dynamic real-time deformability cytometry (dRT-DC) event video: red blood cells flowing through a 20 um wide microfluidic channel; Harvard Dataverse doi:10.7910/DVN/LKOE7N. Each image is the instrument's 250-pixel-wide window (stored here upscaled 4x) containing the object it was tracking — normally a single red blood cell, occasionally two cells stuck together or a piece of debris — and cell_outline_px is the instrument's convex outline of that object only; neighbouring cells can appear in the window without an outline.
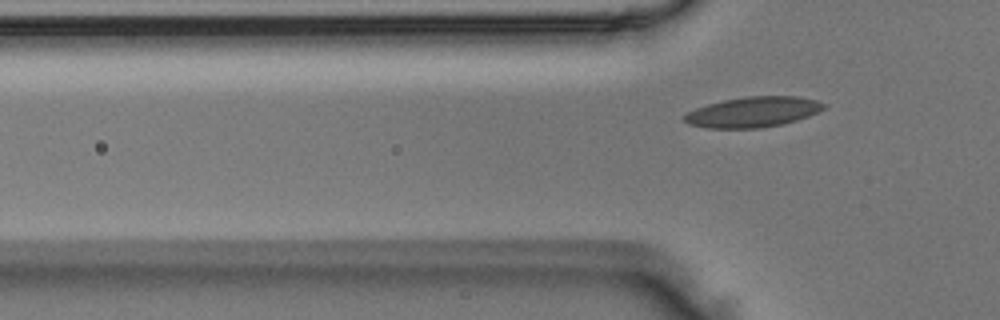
{"species": "Egyptian fruit bat (a non-hibernating species)", "species_latin": "Rousettus aegyptiacus", "temperature_condition": "room temperature", "stored_images_in_passage": 6, "camera_frame_rate_fps": 3000, "um_per_image_px": 0.085, "animal": {"sex": "male"}, "frame": {"image": 1, "passage_image": 6, "time_ms": 1.667, "image_size_px": [1000, 320], "cell_outline_px": [[824, 108], [808, 116], [796, 120], [780, 124], [760, 128], [708, 128], [688, 124], [684, 120], [684, 116], [688, 112], [696, 108], [708, 104], [724, 100], [748, 96], [800, 96], [816, 100], [824, 104]], "centroid_in_image_um": [63.99, 9.52], "position_along_channel_um": 61.8, "area_um2": 24.39}}